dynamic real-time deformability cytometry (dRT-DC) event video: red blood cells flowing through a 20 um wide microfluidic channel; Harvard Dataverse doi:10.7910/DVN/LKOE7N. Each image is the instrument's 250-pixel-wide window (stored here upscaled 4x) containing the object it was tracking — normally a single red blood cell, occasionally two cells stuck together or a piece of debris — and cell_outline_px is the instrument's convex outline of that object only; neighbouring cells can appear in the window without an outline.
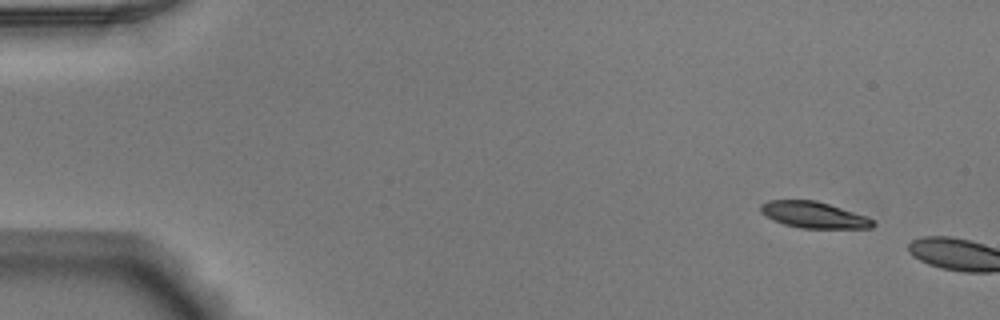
{"species": "Egyptian fruit bat (a non-hibernating species)", "species_latin": "Rousettus aegyptiacus", "temperature_condition": "warm", "stored_images_in_passage": 4, "camera_frame_rate_fps": 3000, "um_per_image_px": 0.085, "animal": {"sex": "male"}, "frame": {"image": 1, "passage_image": 1, "time_ms": 0.0, "image_size_px": [1000, 320], "cell_outline_px": [[876, 224], [872, 228], [800, 228], [784, 224], [772, 220], [764, 216], [760, 212], [760, 204], [768, 200], [816, 200], [868, 216]], "centroid_in_image_um": [69.15, 18.26], "position_along_channel_um": 15.9, "area_um2": 17.4}}